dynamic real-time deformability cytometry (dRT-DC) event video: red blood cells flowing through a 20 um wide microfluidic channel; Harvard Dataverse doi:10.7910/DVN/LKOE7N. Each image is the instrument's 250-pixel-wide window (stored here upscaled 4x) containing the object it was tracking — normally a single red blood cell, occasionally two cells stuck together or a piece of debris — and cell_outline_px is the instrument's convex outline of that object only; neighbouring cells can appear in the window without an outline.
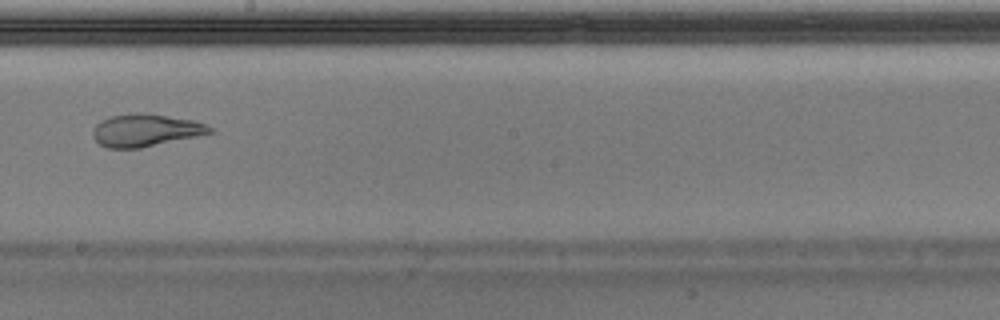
{"species": "Egyptian fruit bat (a non-hibernating species)", "species_latin": "Rousettus aegyptiacus", "temperature_condition": "warm", "stored_images_in_passage": 50, "camera_frame_rate_fps": 3000, "um_per_image_px": 0.085, "animal": {"sex": "male"}, "frame": {"image": 1, "passage_image": 29, "time_ms": 9.333, "image_size_px": [1000, 320], "cell_outline_px": [[216, 132], [140, 148], [108, 148], [100, 144], [92, 136], [92, 132], [96, 124], [100, 120], [112, 116], [136, 112], [144, 112], [196, 120], [216, 128]], "centroid_in_image_um": [12.42, 11.06], "position_along_channel_um": 235.8, "area_um2": 22.43}}
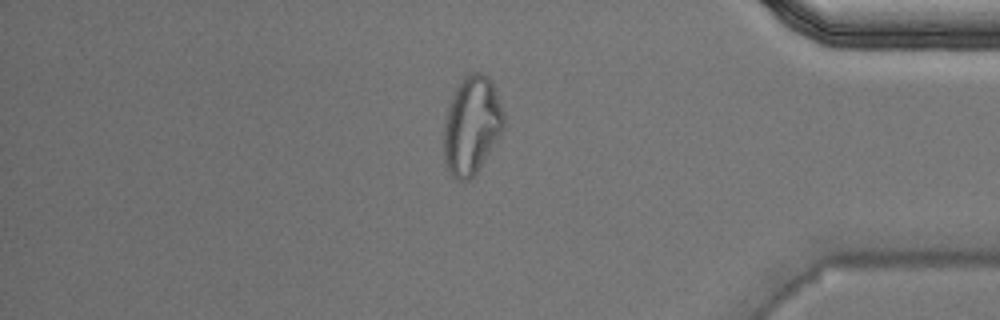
{"frame": {"image": 2, "passage_image": 43, "time_ms": 14.0, "image_size_px": [1000, 320], "cell_outline_px": [[504, 128], [500, 136], [476, 172], [468, 180], [456, 180], [444, 168], [444, 124], [448, 104], [456, 88], [472, 72], [480, 72], [488, 76], [496, 92], [504, 112]], "centroid_in_image_um": [40.08, 10.69], "position_along_channel_um": 395.1, "area_um2": 34.1}, "authors_computed_cell_mechanics": {"area_um2": 23.5535, "velocity_mm_per_s": 3.9807, "shape_relaxation_time_tau1_ms": null, "shape_relaxation_time_tau2_ms": 1.8013, "deformation_change_tau1": null, "deformation_change_tau2": 0.0748}}